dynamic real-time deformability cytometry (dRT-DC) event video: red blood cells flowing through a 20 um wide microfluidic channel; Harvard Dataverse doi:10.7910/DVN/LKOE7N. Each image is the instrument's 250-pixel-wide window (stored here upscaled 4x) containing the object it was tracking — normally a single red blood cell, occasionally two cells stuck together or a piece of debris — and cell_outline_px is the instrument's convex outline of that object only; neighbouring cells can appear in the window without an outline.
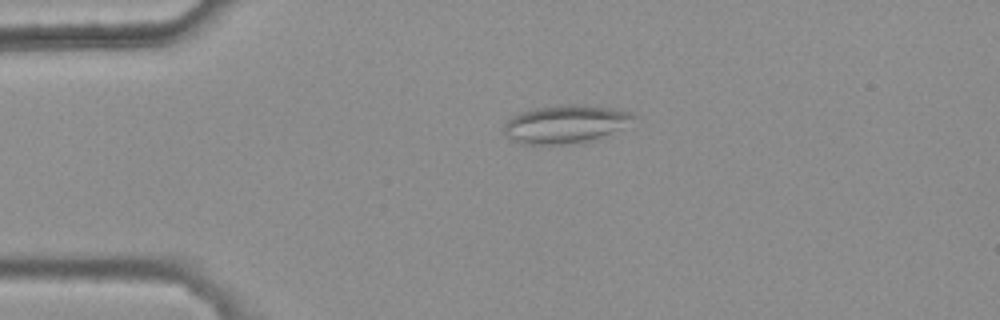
{"species": "common noctule bat (a hibernating species)", "species_latin": "Nyctalus noctula", "temperature_condition": "warm", "stored_images_in_passage": 3, "camera_frame_rate_fps": 3000, "um_per_image_px": 0.085, "animal": {"sex": "female", "body_mass_g": 25.1}, "frame": {"image": 1, "passage_image": 2, "time_ms": 0.333, "image_size_px": [1000, 320], "cell_outline_px": [[636, 116], [620, 128], [596, 140], [584, 144], [524, 144], [512, 140], [504, 132], [504, 124], [512, 116], [520, 112], [536, 108], [560, 104], [584, 104], [612, 108], [628, 112]], "centroid_in_image_um": [48.03, 10.55], "position_along_channel_um": 37.0, "area_um2": 28.84}}